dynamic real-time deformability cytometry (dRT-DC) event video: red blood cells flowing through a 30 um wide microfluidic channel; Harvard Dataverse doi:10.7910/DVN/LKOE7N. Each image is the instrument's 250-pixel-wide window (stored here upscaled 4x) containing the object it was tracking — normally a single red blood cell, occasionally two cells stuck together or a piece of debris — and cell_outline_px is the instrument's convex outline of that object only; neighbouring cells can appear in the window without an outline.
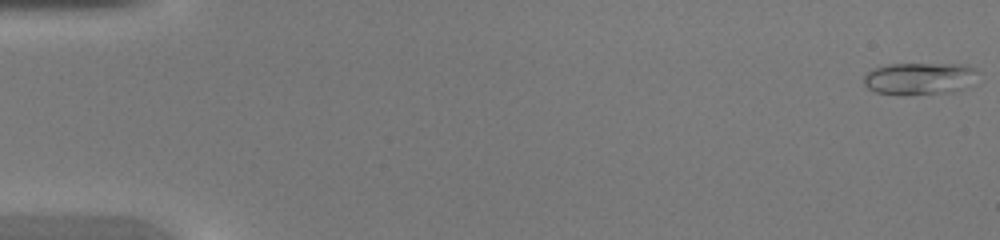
{"species": "common noctule bat (a hibernating species)", "species_latin": "Nyctalus noctula", "temperature_condition": "warm", "stored_images_in_passage": 46, "camera_frame_rate_fps": 3000, "um_per_image_px": 0.085, "animal": {"sex": "female", "body_mass_g": 20.0, "forearm_length_mm": 54.0}, "frame": {"image": 1, "passage_image": 1, "time_ms": 0.0, "image_size_px": [1000, 240], "cell_outline_px": [[980, 72], [976, 84], [968, 88], [952, 92], [908, 96], [900, 96], [876, 92], [868, 88], [864, 84], [864, 76], [872, 68], [888, 64], [968, 64], [976, 68]], "centroid_in_image_um": [78.26, 6.69], "position_along_channel_um": 6.7, "area_um2": 22.43}}
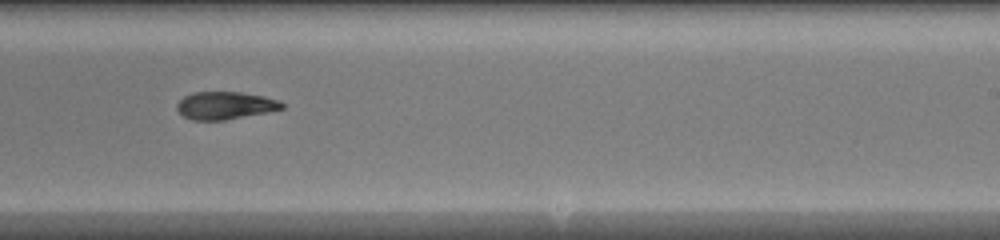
{"frame": {"image": 2, "passage_image": 29, "time_ms": 9.333, "image_size_px": [1000, 240], "cell_outline_px": [[284, 108], [224, 120], [192, 120], [184, 116], [176, 108], [176, 104], [184, 96], [192, 92], [240, 92], [264, 96], [280, 100], [284, 104]], "centroid_in_image_um": [19.12, 8.95], "position_along_channel_um": 269.9, "area_um2": 16.76}}
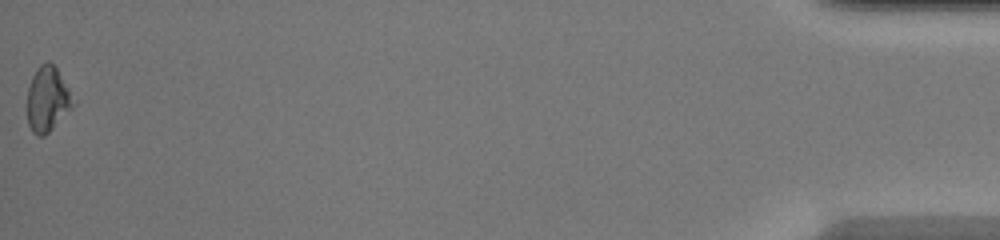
{"frame": {"image": 3, "passage_image": 46, "time_ms": 15.0, "image_size_px": [1000, 240], "cell_outline_px": [[76, 104], [44, 136], [36, 136], [32, 132], [28, 124], [28, 88], [32, 76], [36, 68], [40, 64], [48, 60], [56, 68], [68, 88]], "centroid_in_image_um": [4.03, 8.43], "position_along_channel_um": 431.2, "area_um2": 17.22}}